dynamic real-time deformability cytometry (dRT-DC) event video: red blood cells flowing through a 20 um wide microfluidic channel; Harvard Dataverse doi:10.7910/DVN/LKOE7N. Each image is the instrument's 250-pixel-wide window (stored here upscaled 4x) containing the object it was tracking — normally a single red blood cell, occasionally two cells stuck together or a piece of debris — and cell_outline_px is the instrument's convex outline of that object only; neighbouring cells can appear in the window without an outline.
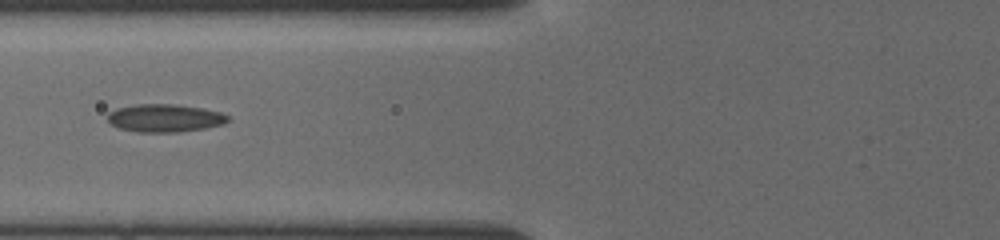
{"species": "common noctule bat (a hibernating species)", "species_latin": "Nyctalus noctula", "temperature_condition": "cold", "stored_images_in_passage": 21, "camera_frame_rate_fps": 3000, "um_per_image_px": 0.085, "animal": {"sex": "female", "body_mass_g": 19.5, "forearm_length_mm": 54.1}, "frame": {"image": 1, "passage_image": 20, "time_ms": 7.667, "image_size_px": [1000, 240], "cell_outline_px": [[228, 120], [224, 124], [204, 128], [180, 132], [136, 132], [120, 128], [112, 124], [108, 120], [108, 112], [116, 108], [136, 104], [172, 104], [204, 108], [220, 112], [228, 116]], "centroid_in_image_um": [14.0, 10.03], "position_along_channel_um": 111.8, "area_um2": 19.54}}